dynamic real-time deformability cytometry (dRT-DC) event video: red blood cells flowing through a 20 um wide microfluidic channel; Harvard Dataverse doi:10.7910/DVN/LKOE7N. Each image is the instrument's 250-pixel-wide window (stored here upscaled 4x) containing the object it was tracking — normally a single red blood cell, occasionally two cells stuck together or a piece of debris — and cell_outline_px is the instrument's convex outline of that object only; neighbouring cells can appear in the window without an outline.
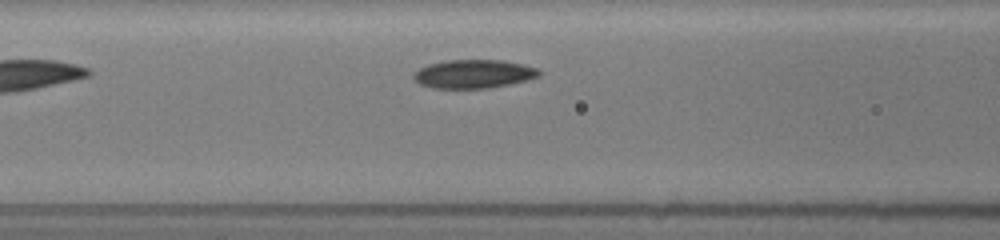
{"species": "common noctule bat (a hibernating species)", "species_latin": "Nyctalus noctula", "temperature_condition": "room temperature", "stored_images_in_passage": 4, "camera_frame_rate_fps": 3000, "um_per_image_px": 0.085, "animal": {"sex": "female", "body_mass_g": 19.5, "forearm_length_mm": 54.1}, "frame": {"image": 1, "passage_image": 3, "time_ms": 2.333, "image_size_px": [1000, 240], "cell_outline_px": [[540, 76], [508, 84], [488, 88], [432, 88], [420, 84], [412, 76], [420, 68], [428, 64], [444, 60], [504, 60], [536, 68], [540, 72]], "centroid_in_image_um": [40.22, 6.28], "position_along_channel_um": 126.4, "area_um2": 20.63}}